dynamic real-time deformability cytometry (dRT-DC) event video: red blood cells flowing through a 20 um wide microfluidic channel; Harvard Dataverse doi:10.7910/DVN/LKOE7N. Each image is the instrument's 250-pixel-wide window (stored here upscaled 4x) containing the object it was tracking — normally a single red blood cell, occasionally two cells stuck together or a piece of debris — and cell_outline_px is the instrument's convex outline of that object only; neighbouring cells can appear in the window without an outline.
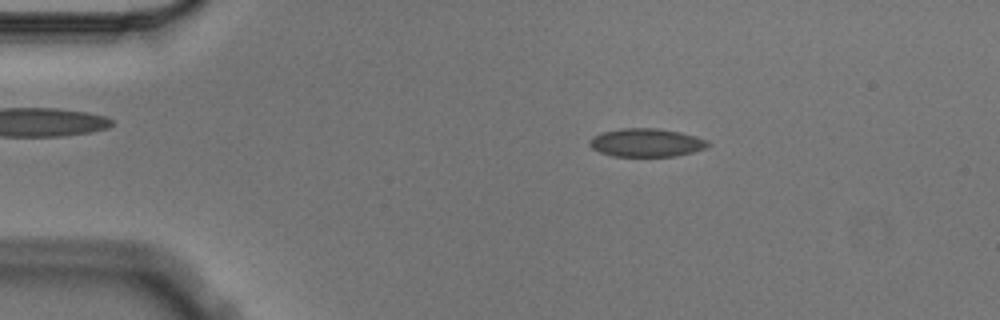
{"species": "Egyptian fruit bat (a non-hibernating species)", "species_latin": "Rousettus aegyptiacus", "temperature_condition": "cold", "stored_images_in_passage": 6, "camera_frame_rate_fps": 3000, "um_per_image_px": 0.085, "animal": {"sex": "male"}, "frame": {"image": 1, "passage_image": 3, "time_ms": 0.667, "image_size_px": [1000, 320], "cell_outline_px": [[712, 144], [708, 148], [676, 156], [612, 156], [600, 152], [592, 148], [588, 144], [588, 140], [592, 136], [600, 132], [620, 128], [656, 128], [680, 132], [696, 136], [708, 140]], "centroid_in_image_um": [54.94, 12.12], "position_along_channel_um": 30.1, "area_um2": 19.83}}
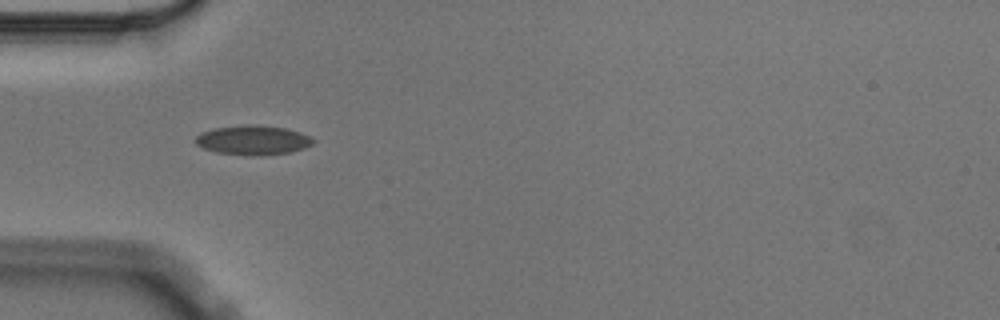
{"frame": {"image": 2, "passage_image": 5, "time_ms": 1.333, "image_size_px": [1000, 320], "cell_outline_px": [[316, 140], [312, 144], [304, 148], [292, 152], [260, 156], [252, 156], [216, 152], [204, 148], [196, 144], [192, 140], [200, 132], [212, 128], [256, 124], [284, 128], [300, 132]], "centroid_in_image_um": [21.48, 11.91], "position_along_channel_um": 63.5, "area_um2": 20.35}}
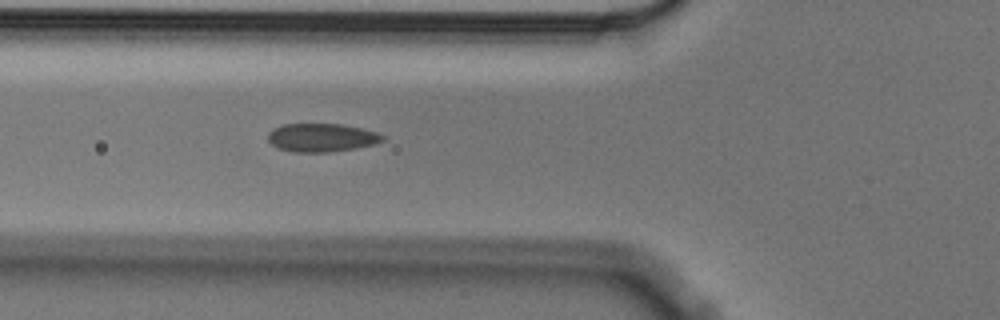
{"frame": {"image": 3, "passage_image": 6, "time_ms": 1.667, "image_size_px": [1000, 320], "cell_outline_px": [[384, 140], [372, 144], [356, 148], [328, 152], [292, 152], [280, 148], [272, 144], [268, 140], [268, 132], [272, 128], [284, 124], [340, 124], [360, 128], [376, 132], [384, 136]], "centroid_in_image_um": [27.3, 11.69], "position_along_channel_um": 98.5, "area_um2": 18.79}}